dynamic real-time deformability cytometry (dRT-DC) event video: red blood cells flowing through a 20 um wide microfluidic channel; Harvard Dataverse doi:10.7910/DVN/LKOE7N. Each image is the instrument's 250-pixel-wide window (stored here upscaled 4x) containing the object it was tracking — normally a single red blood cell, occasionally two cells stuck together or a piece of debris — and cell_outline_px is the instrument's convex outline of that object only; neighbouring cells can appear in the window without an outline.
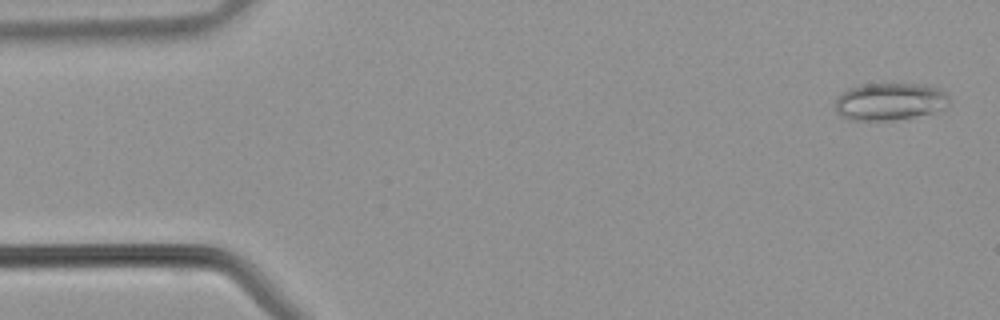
{"species": "common noctule bat (a hibernating species)", "species_latin": "Nyctalus noctula", "temperature_condition": "warm", "stored_images_in_passage": 41, "camera_frame_rate_fps": 3000, "um_per_image_px": 0.085, "animal": {"sex": "male", "body_mass_g": 21.5, "forearm_length_mm": 52.0}, "frame": {"image": 1, "passage_image": 2, "time_ms": 0.333, "image_size_px": [1000, 320], "cell_outline_px": [[948, 104], [932, 112], [892, 120], [848, 120], [840, 116], [836, 112], [836, 96], [840, 92], [848, 88], [864, 84], [924, 84], [940, 88], [948, 92]], "centroid_in_image_um": [75.58, 8.61], "position_along_channel_um": 9.4, "area_um2": 24.85}}
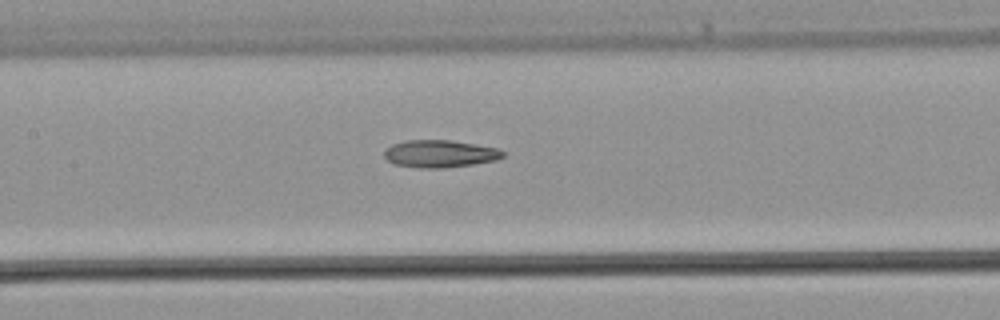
{"frame": {"image": 2, "passage_image": 19, "time_ms": 6.0, "image_size_px": [1000, 320], "cell_outline_px": [[504, 156], [496, 160], [472, 164], [444, 168], [416, 168], [392, 164], [384, 156], [384, 152], [392, 144], [408, 140], [448, 140], [496, 148], [504, 152]], "centroid_in_image_um": [37.35, 13.08], "position_along_channel_um": 170.1, "area_um2": 18.79}}
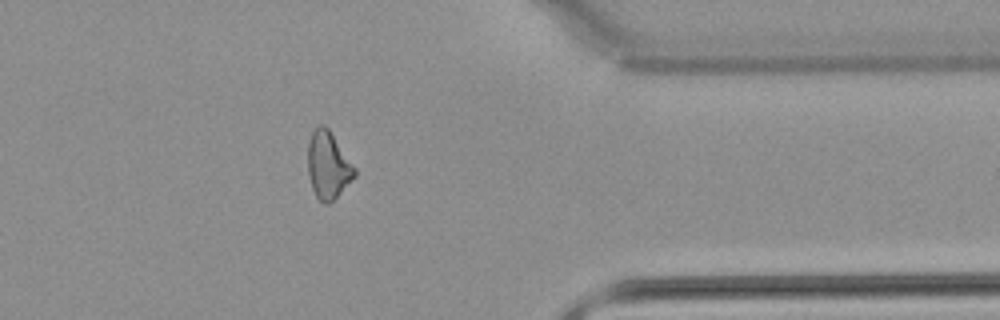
{"frame": {"image": 3, "passage_image": 33, "time_ms": 10.667, "image_size_px": [1000, 320], "cell_outline_px": [[356, 176], [328, 204], [324, 204], [316, 196], [312, 188], [308, 176], [308, 144], [312, 132], [320, 124], [324, 124], [328, 128], [356, 168]], "centroid_in_image_um": [27.88, 14.04], "position_along_channel_um": 383.5, "area_um2": 18.15}}